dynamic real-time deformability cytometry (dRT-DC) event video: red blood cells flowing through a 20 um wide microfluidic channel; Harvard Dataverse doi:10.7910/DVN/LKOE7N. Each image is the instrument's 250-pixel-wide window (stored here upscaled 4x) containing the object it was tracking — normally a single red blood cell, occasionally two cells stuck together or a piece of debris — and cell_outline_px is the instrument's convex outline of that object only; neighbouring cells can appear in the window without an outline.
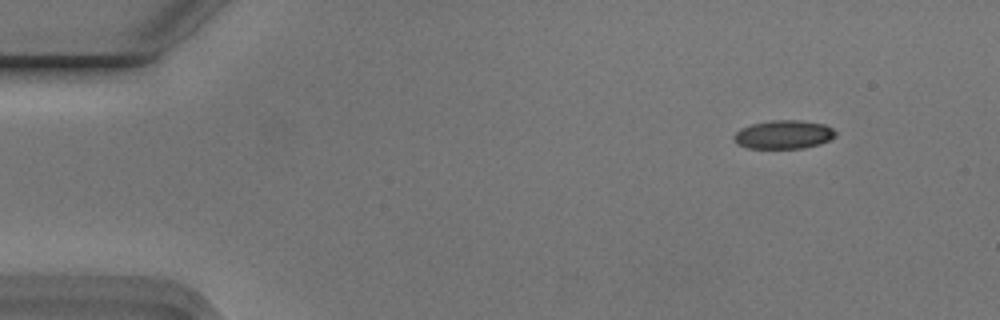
{"species": "Egyptian fruit bat (a non-hibernating species)", "species_latin": "Rousettus aegyptiacus", "temperature_condition": "cold", "stored_images_in_passage": 5, "camera_frame_rate_fps": 3000, "um_per_image_px": 0.085, "animal": {"sex": "male"}, "frame": {"image": 1, "passage_image": 1, "time_ms": 0.0, "image_size_px": [1000, 320], "cell_outline_px": [[836, 136], [820, 144], [804, 148], [748, 148], [736, 144], [732, 136], [740, 128], [752, 124], [772, 120], [800, 120], [824, 124], [832, 128], [836, 132]], "centroid_in_image_um": [66.59, 11.44], "position_along_channel_um": 18.4, "area_um2": 16.99}}